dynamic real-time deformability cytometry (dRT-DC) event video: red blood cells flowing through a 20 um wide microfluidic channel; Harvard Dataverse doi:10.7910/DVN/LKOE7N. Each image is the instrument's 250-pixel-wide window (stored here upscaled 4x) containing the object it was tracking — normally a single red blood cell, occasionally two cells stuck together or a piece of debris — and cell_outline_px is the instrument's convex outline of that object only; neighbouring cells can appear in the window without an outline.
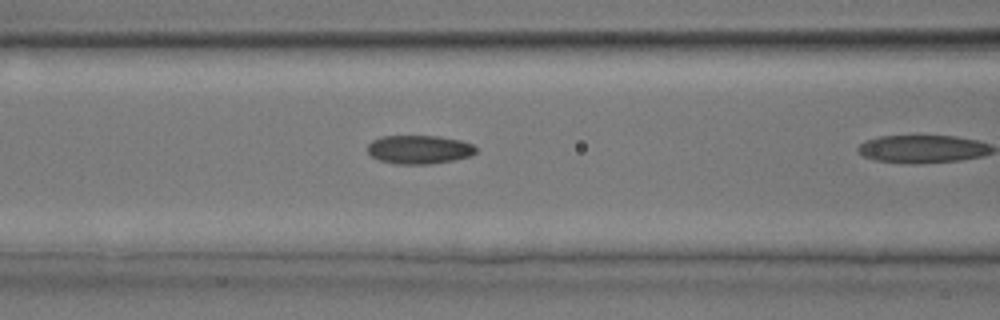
{"species": "common noctule bat (a hibernating species)", "species_latin": "Nyctalus noctula", "temperature_condition": "room temperature", "stored_images_in_passage": 11, "camera_frame_rate_fps": 3000, "um_per_image_px": 0.085, "animal": {"sex": "male", "body_mass_g": 17.9, "forearm_length_mm": 54.2}, "frame": {"image": 1, "passage_image": 10, "time_ms": 3.0, "image_size_px": [1000, 320], "cell_outline_px": [[476, 152], [472, 156], [432, 164], [396, 164], [380, 160], [372, 156], [368, 152], [368, 144], [372, 140], [380, 136], [440, 136], [460, 140], [472, 144], [476, 148]], "centroid_in_image_um": [35.63, 12.7], "position_along_channel_um": 131.0, "area_um2": 18.15}}